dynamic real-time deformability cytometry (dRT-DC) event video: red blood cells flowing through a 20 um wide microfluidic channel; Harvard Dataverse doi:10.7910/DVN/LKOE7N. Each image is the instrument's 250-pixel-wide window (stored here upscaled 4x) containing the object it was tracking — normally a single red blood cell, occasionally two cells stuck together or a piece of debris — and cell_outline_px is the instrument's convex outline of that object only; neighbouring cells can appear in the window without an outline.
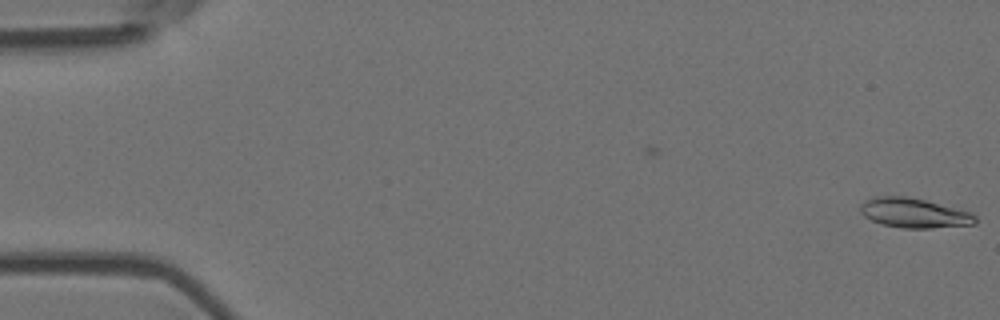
{"species": "Egyptian fruit bat (a non-hibernating species)", "species_latin": "Rousettus aegyptiacus", "temperature_condition": "room temperature", "stored_images_in_passage": 6, "camera_frame_rate_fps": 3000, "um_per_image_px": 0.085, "animal": {"sex": "female"}, "frame": {"image": 1, "passage_image": 1, "time_ms": 0.0, "image_size_px": [1000, 320], "cell_outline_px": [[976, 224], [928, 228], [904, 228], [884, 224], [872, 220], [864, 216], [860, 212], [860, 204], [864, 200], [872, 196], [908, 196], [972, 212], [976, 216]], "centroid_in_image_um": [77.68, 18.09], "position_along_channel_um": 7.3, "area_um2": 19.83}}
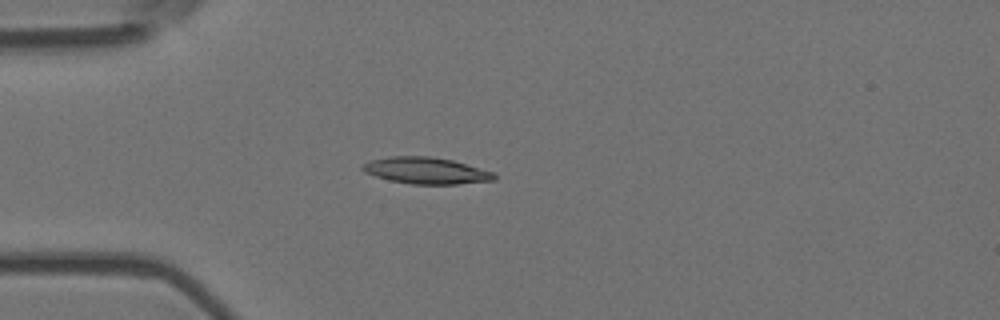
{"frame": {"image": 2, "passage_image": 5, "time_ms": 1.333, "image_size_px": [1000, 320], "cell_outline_px": [[496, 180], [456, 184], [412, 184], [388, 180], [364, 172], [360, 168], [364, 164], [372, 160], [392, 156], [428, 156], [452, 160], [496, 172]], "centroid_in_image_um": [36.25, 14.51], "position_along_channel_um": 48.7, "area_um2": 20.35}}